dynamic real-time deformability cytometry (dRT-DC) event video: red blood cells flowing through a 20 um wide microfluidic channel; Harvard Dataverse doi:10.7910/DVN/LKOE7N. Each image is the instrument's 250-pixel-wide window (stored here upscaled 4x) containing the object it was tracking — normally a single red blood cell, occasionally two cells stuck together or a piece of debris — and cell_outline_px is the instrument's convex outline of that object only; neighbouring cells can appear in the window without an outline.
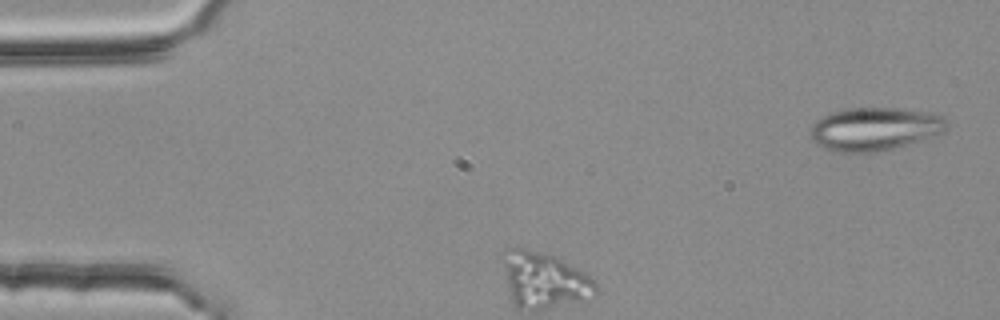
{"species": "common noctule bat (a hibernating species)", "species_latin": "Nyctalus noctula", "temperature_condition": "room temperature", "stored_images_in_passage": 39, "camera_frame_rate_fps": 3000, "um_per_image_px": 0.085, "animal": {"sex": "female", "body_mass_g": 25.1}, "frame": {"image": 1, "passage_image": 2, "time_ms": 0.333, "image_size_px": [1000, 320], "cell_outline_px": [[948, 124], [944, 132], [924, 140], [876, 152], [840, 152], [824, 148], [816, 144], [812, 140], [808, 132], [812, 124], [816, 120], [832, 112], [848, 108], [896, 108], [920, 112], [940, 116], [948, 120]], "centroid_in_image_um": [74.31, 10.97], "position_along_channel_um": 10.7, "area_um2": 34.16}}
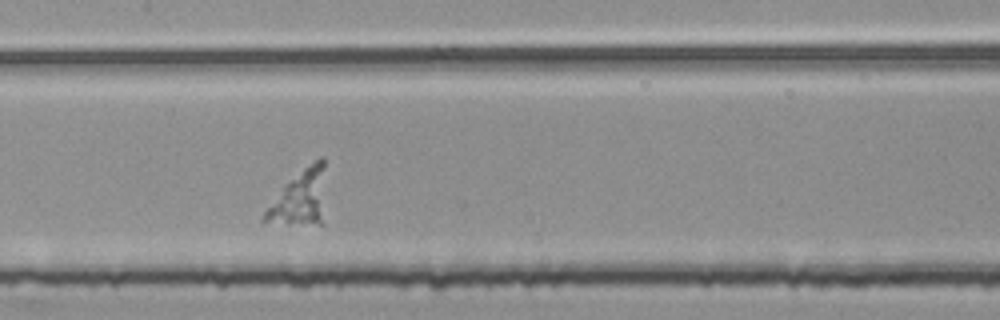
{"frame": {"image": 2, "passage_image": 17, "time_ms": 5.333, "image_size_px": [1000, 320], "cell_outline_px": [[324, 224], [288, 224], [260, 220], [264, 212], [284, 184], [304, 168], [320, 156], [324, 156]], "centroid_in_image_um": [25.53, 16.83], "position_along_channel_um": 181.9, "area_um2": 19.65}}
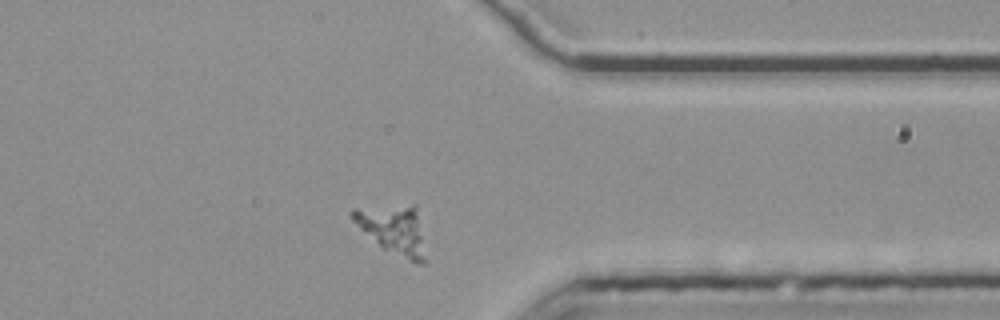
{"frame": {"image": 3, "passage_image": 34, "time_ms": 11.0, "image_size_px": [1000, 320], "cell_outline_px": [[424, 264], [420, 264], [408, 260], [384, 248], [360, 228], [352, 220], [348, 212], [352, 208], [412, 204], [416, 204], [424, 260]], "centroid_in_image_um": [33.37, 19.45], "position_along_channel_um": 378.0, "area_um2": 20.17}}